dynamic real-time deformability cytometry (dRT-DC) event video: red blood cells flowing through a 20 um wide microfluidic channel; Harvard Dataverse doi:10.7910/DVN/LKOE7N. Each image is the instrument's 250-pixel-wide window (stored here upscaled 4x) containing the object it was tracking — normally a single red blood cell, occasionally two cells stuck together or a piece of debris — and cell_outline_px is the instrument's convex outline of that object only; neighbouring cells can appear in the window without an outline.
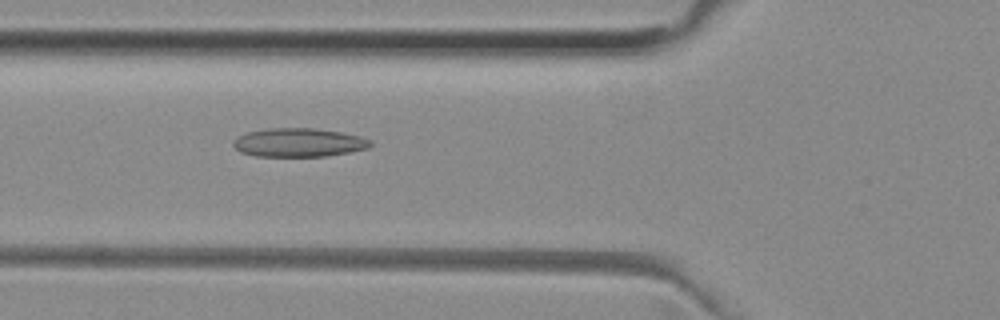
{"species": "common noctule bat (a hibernating species)", "species_latin": "Nyctalus noctula", "temperature_condition": "room temperature", "stored_images_in_passage": 44, "camera_frame_rate_fps": 3000, "um_per_image_px": 0.085, "animal": {"sex": "female", "body_mass_g": 29.2, "forearm_length_mm": 56.3}, "frame": {"image": 1, "passage_image": 17, "time_ms": 5.333, "image_size_px": [1000, 320], "cell_outline_px": [[372, 144], [368, 148], [348, 152], [324, 156], [256, 156], [240, 152], [232, 144], [232, 140], [236, 136], [248, 132], [268, 128], [312, 128], [340, 132], [360, 136], [372, 140]], "centroid_in_image_um": [25.36, 12.11], "position_along_channel_um": 100.4, "area_um2": 22.89}}
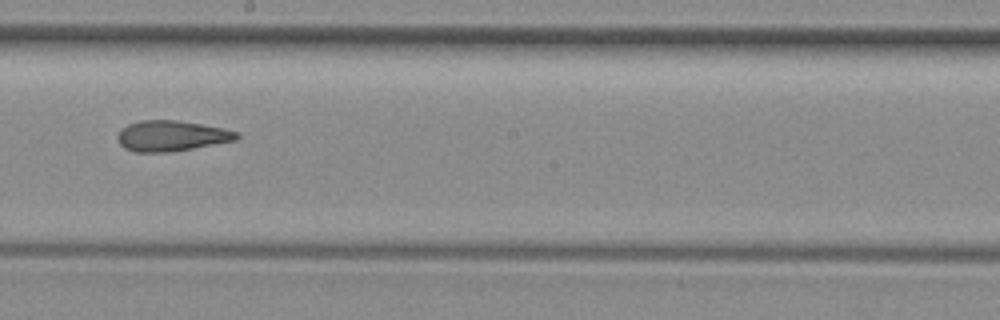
{"frame": {"image": 2, "passage_image": 27, "time_ms": 8.667, "image_size_px": [1000, 320], "cell_outline_px": [[240, 136], [236, 140], [192, 148], [168, 152], [136, 152], [124, 148], [120, 144], [116, 136], [120, 128], [128, 124], [140, 120], [176, 120], [224, 128], [240, 132]], "centroid_in_image_um": [14.55, 11.54], "position_along_channel_um": 233.6, "area_um2": 21.27}}
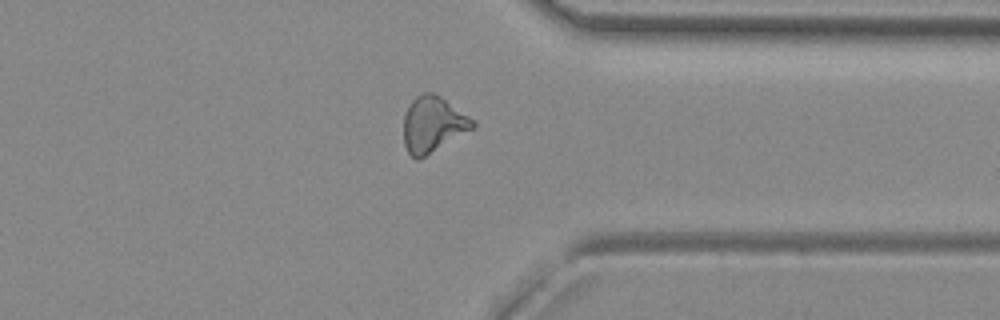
{"frame": {"image": 3, "passage_image": 38, "time_ms": 12.333, "image_size_px": [1000, 320], "cell_outline_px": [[476, 124], [472, 128], [420, 160], [416, 160], [408, 152], [404, 144], [404, 116], [412, 100], [416, 96], [424, 92], [432, 92], [440, 96], [468, 116]], "centroid_in_image_um": [36.76, 10.59], "position_along_channel_um": 374.6, "area_um2": 22.02}}